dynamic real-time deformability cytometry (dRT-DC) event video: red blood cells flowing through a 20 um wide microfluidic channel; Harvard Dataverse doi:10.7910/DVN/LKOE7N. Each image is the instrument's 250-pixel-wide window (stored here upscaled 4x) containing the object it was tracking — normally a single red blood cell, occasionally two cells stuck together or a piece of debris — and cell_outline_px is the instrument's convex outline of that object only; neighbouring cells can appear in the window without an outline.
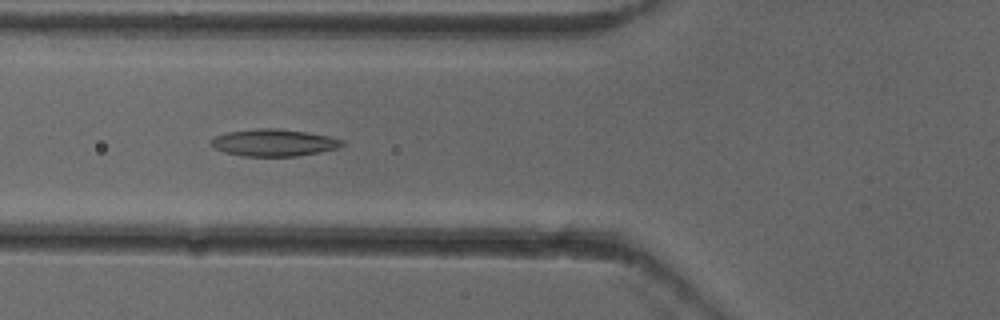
{"species": "common noctule bat (a hibernating species)", "species_latin": "Nyctalus noctula", "temperature_condition": "cold", "stored_images_in_passage": 34, "camera_frame_rate_fps": 3000, "um_per_image_px": 0.085, "animal": {"sex": "female"}, "frame": {"image": 1, "passage_image": 14, "time_ms": 4.333, "image_size_px": [1000, 320], "cell_outline_px": [[344, 144], [340, 148], [320, 152], [296, 156], [244, 156], [224, 152], [212, 148], [208, 144], [208, 140], [216, 136], [228, 132], [256, 128], [276, 128], [308, 132], [328, 136], [344, 140]], "centroid_in_image_um": [23.25, 12.12], "position_along_channel_um": 102.6, "area_um2": 20.92}}
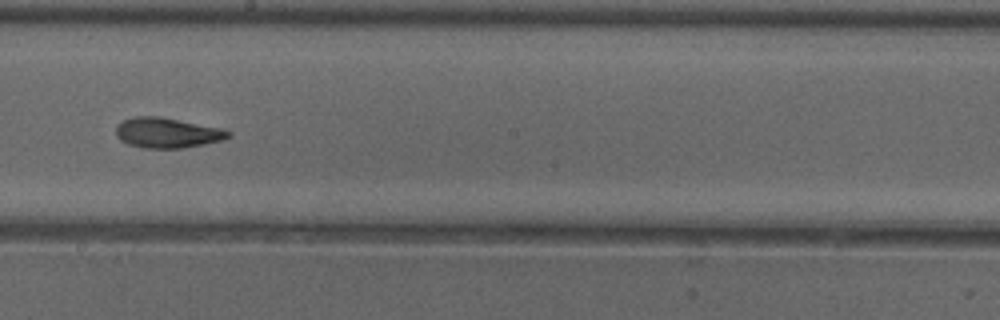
{"frame": {"image": 2, "passage_image": 24, "time_ms": 7.667, "image_size_px": [1000, 320], "cell_outline_px": [[232, 136], [224, 140], [204, 144], [180, 148], [144, 148], [128, 144], [120, 140], [116, 136], [116, 124], [124, 120], [136, 116], [160, 116], [224, 128], [232, 132]], "centroid_in_image_um": [14.25, 11.28], "position_along_channel_um": 234.0, "area_um2": 20.06}}
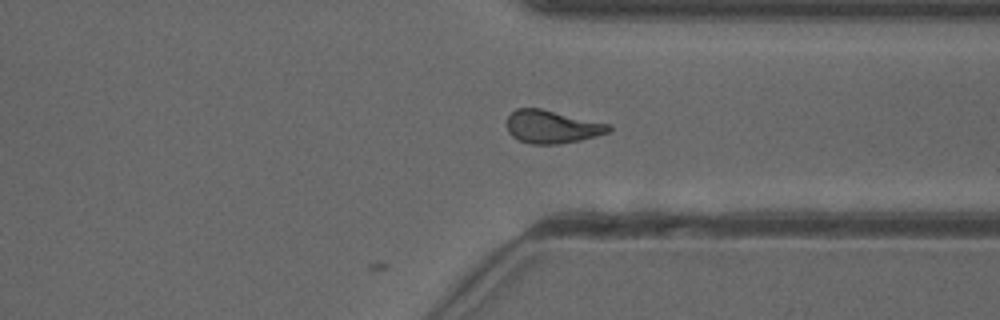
{"frame": {"image": 3, "passage_image": 34, "time_ms": 11.0, "image_size_px": [1000, 320], "cell_outline_px": [[612, 128], [608, 132], [596, 136], [580, 140], [560, 144], [532, 144], [516, 140], [508, 132], [508, 116], [516, 108], [540, 108], [612, 124]], "centroid_in_image_um": [46.93, 10.78], "position_along_channel_um": 364.5, "area_um2": 19.71}}